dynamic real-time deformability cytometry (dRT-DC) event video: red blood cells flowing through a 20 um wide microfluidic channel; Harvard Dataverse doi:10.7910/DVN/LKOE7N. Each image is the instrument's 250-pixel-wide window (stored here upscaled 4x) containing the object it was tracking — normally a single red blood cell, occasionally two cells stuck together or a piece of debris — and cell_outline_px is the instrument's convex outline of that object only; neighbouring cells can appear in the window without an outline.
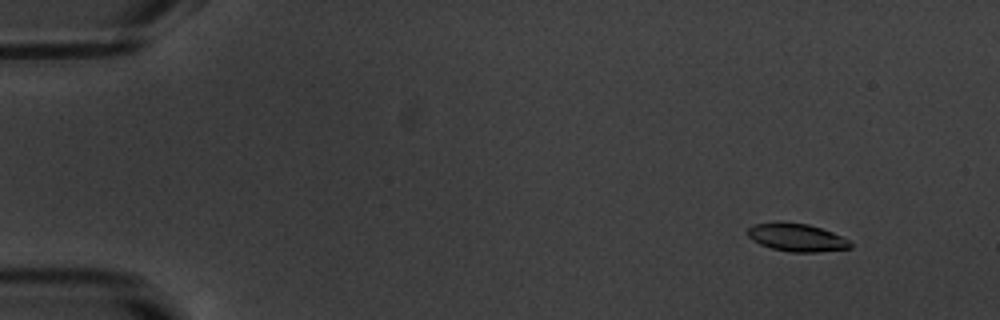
{"species": "common noctule bat (a hibernating species)", "species_latin": "Nyctalus noctula", "temperature_condition": "warm", "stored_images_in_passage": 54, "camera_frame_rate_fps": 3000, "um_per_image_px": 0.085, "animal": {"sex": "male", "body_mass_g": 20.1, "forearm_length_mm": 53.5}, "frame": {"image": 1, "passage_image": 6, "time_ms": 1.667, "image_size_px": [1000, 320], "cell_outline_px": [[852, 248], [816, 252], [792, 252], [772, 248], [760, 244], [752, 240], [748, 236], [748, 228], [752, 224], [780, 220], [808, 224], [832, 232], [848, 240], [852, 244]], "centroid_in_image_um": [67.68, 20.16], "position_along_channel_um": 17.3, "area_um2": 16.88}}
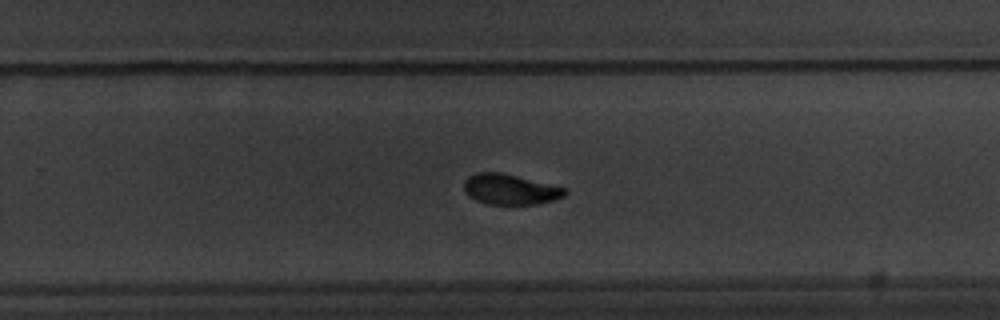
{"frame": {"image": 2, "passage_image": 36, "time_ms": 11.667, "image_size_px": [1000, 320], "cell_outline_px": [[568, 192], [564, 196], [552, 200], [536, 204], [484, 204], [468, 196], [464, 188], [464, 180], [468, 176], [476, 172], [500, 172], [564, 188]], "centroid_in_image_um": [43.3, 16.1], "position_along_channel_um": 286.5, "area_um2": 17.69}}
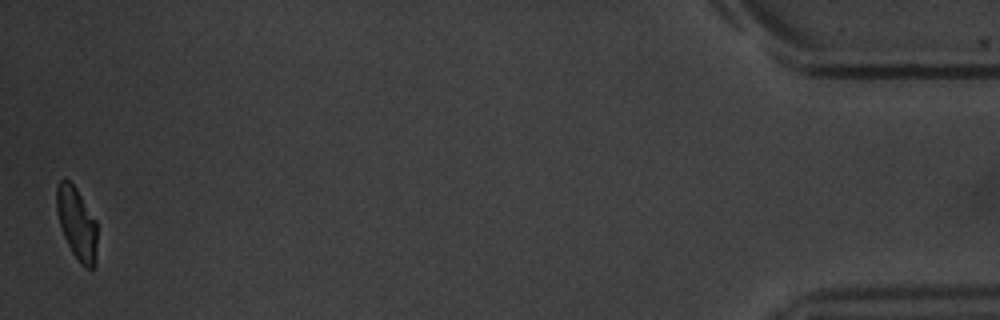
{"frame": {"image": 3, "passage_image": 54, "time_ms": 17.667, "image_size_px": [1000, 320], "cell_outline_px": [[96, 264], [92, 268], [84, 268], [80, 264], [72, 252], [64, 236], [56, 212], [56, 184], [64, 176], [76, 188], [96, 220]], "centroid_in_image_um": [6.51, 18.97], "position_along_channel_um": 428.7, "area_um2": 17.17}, "authors_computed_cell_mechanics": {"area_um2": 18.2359, "velocity_mm_per_s": 3.8111, "shape_relaxation_time_tau1_ms": 2.4045, "shape_relaxation_time_tau2_ms": 3.5791, "deformation_change_tau1": 0.1387, "deformation_change_tau2": 0.0792}}